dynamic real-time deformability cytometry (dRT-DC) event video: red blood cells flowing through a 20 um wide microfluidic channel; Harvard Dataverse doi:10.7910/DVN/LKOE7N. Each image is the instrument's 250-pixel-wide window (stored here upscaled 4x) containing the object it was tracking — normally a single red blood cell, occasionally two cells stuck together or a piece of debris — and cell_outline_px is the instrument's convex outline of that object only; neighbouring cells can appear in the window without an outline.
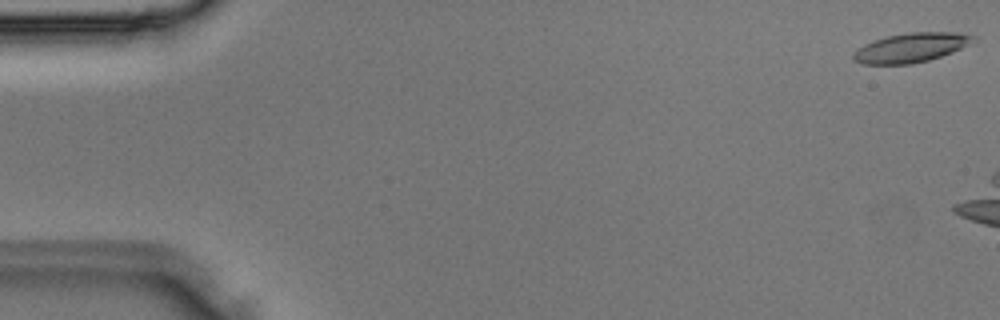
{"species": "Egyptian fruit bat (a non-hibernating species)", "species_latin": "Rousettus aegyptiacus", "temperature_condition": "room temperature", "stored_images_in_passage": 4, "camera_frame_rate_fps": 3000, "um_per_image_px": 0.085, "animal": {"sex": "male"}, "frame": {"image": 1, "passage_image": 1, "time_ms": 0.0, "image_size_px": [1000, 320], "cell_outline_px": [[976, 36], [960, 48], [952, 52], [928, 60], [912, 64], [860, 64], [852, 60], [852, 52], [864, 44], [888, 36], [908, 32], [960, 32]], "centroid_in_image_um": [77.35, 4.06], "position_along_channel_um": 7.6, "area_um2": 20.29}}